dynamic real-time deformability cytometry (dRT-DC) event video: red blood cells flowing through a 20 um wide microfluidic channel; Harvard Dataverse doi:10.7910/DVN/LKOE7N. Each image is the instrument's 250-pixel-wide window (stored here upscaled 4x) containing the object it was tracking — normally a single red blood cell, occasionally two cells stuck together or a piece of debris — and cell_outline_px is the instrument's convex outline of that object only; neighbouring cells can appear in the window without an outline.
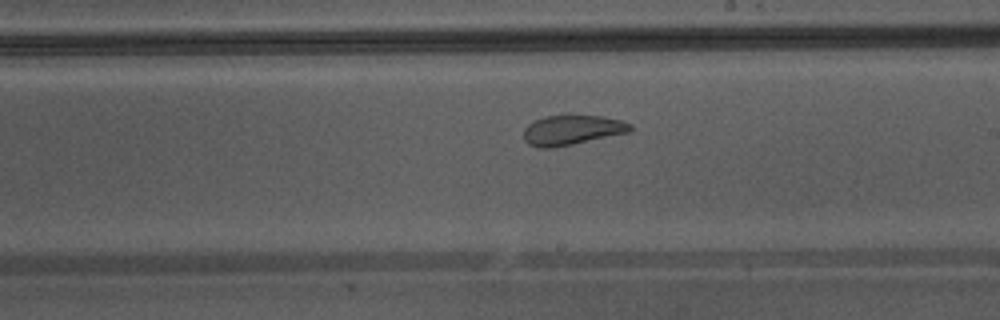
{"species": "Egyptian fruit bat (a non-hibernating species)", "species_latin": "Rousettus aegyptiacus", "temperature_condition": "warm", "stored_images_in_passage": 34, "camera_frame_rate_fps": 3000, "um_per_image_px": 0.085, "animal": {"sex": "male"}, "frame": {"image": 1, "passage_image": 15, "time_ms": 4.667, "image_size_px": [1000, 320], "cell_outline_px": [[632, 128], [628, 132], [572, 144], [552, 148], [540, 148], [528, 144], [524, 140], [524, 128], [528, 124], [544, 116], [600, 116], [624, 120], [632, 124]], "centroid_in_image_um": [48.61, 11.05], "position_along_channel_um": 240.4, "area_um2": 18.32}, "authors_computed_cell_mechanics": {"area_um2": 20.7791, "velocity_mm_per_s": 4.3162, "shape_relaxation_time_tau1_ms": null, "shape_relaxation_time_tau2_ms": 1.1701, "deformation_change_tau1": null, "deformation_change_tau2": 0.0798}}